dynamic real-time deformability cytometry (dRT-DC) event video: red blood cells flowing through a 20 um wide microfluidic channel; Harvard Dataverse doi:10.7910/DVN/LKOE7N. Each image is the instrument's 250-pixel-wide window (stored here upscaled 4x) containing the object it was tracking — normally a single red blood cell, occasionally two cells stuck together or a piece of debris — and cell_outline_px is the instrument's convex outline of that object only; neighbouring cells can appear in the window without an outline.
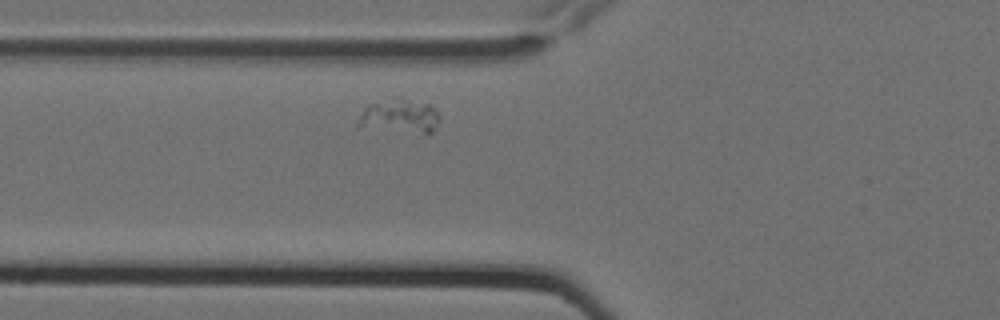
{"species": "Egyptian fruit bat (a non-hibernating species)", "species_latin": "Rousettus aegyptiacus", "temperature_condition": "cold", "stored_images_in_passage": 2, "camera_frame_rate_fps": 3000, "um_per_image_px": 0.085, "animal": {"sex": "female"}, "frame": {"image": 1, "passage_image": 2, "time_ms": 0.333, "image_size_px": [1000, 320], "cell_outline_px": [[440, 120], [432, 132], [424, 132], [356, 124], [364, 108], [368, 104], [400, 96], [428, 104], [440, 116]], "centroid_in_image_um": [34.02, 9.78], "position_along_channel_um": 91.8, "area_um2": 15.14}}